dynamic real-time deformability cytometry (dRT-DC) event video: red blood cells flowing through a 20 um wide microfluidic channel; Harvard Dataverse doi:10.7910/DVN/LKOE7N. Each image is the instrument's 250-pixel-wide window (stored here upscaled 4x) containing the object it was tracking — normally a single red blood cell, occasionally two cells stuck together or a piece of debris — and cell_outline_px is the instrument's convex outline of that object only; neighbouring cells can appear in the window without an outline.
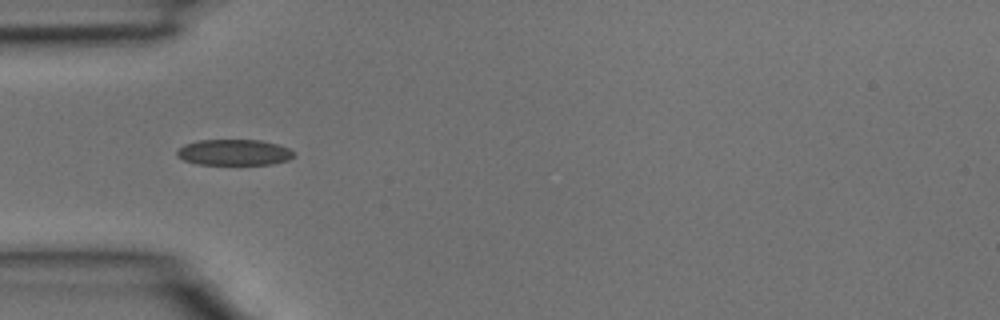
{"species": "common noctule bat (a hibernating species)", "species_latin": "Nyctalus noctula", "temperature_condition": "room temperature", "stored_images_in_passage": 33, "camera_frame_rate_fps": 3000, "um_per_image_px": 0.085, "animal": {"sex": "male", "body_mass_g": 15.6}, "frame": {"image": 1, "passage_image": 6, "time_ms": 1.667, "image_size_px": [1000, 320], "cell_outline_px": [[296, 156], [288, 160], [272, 164], [196, 164], [184, 160], [176, 156], [176, 152], [184, 144], [200, 140], [260, 140], [276, 144], [288, 148], [296, 152]], "centroid_in_image_um": [19.91, 12.95], "position_along_channel_um": 65.1, "area_um2": 17.69}}
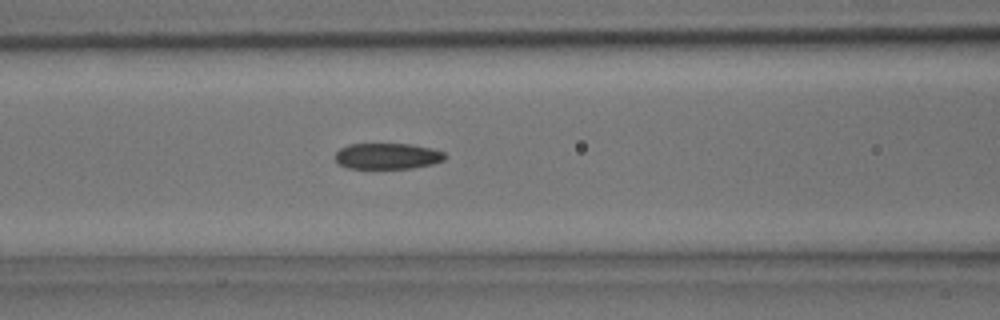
{"frame": {"image": 2, "passage_image": 10, "time_ms": 3.0, "image_size_px": [1000, 320], "cell_outline_px": [[448, 156], [444, 160], [432, 164], [412, 168], [348, 168], [340, 164], [336, 160], [336, 152], [340, 148], [348, 144], [412, 144], [432, 148], [444, 152]], "centroid_in_image_um": [32.97, 13.26], "position_along_channel_um": 133.6, "area_um2": 16.65}}